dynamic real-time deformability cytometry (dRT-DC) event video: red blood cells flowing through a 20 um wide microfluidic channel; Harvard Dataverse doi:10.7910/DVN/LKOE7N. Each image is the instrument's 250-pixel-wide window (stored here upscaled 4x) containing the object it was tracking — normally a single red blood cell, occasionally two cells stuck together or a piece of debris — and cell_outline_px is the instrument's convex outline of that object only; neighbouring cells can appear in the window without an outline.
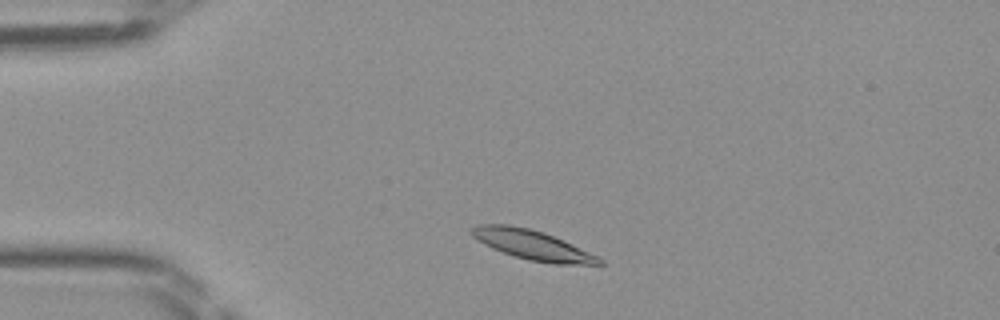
{"species": "Egyptian fruit bat (a non-hibernating species)", "species_latin": "Rousettus aegyptiacus", "temperature_condition": "room temperature", "stored_images_in_passage": 41, "camera_frame_rate_fps": 3000, "um_per_image_px": 0.085, "frame": {"image": 1, "passage_image": 4, "time_ms": 1.0, "image_size_px": [1000, 320], "cell_outline_px": [[604, 264], [552, 264], [528, 260], [492, 248], [476, 240], [468, 232], [468, 228], [476, 224], [508, 224], [528, 228], [544, 232], [588, 252], [604, 260]], "centroid_in_image_um": [45.15, 20.8], "position_along_channel_um": 39.8, "area_um2": 21.91}}
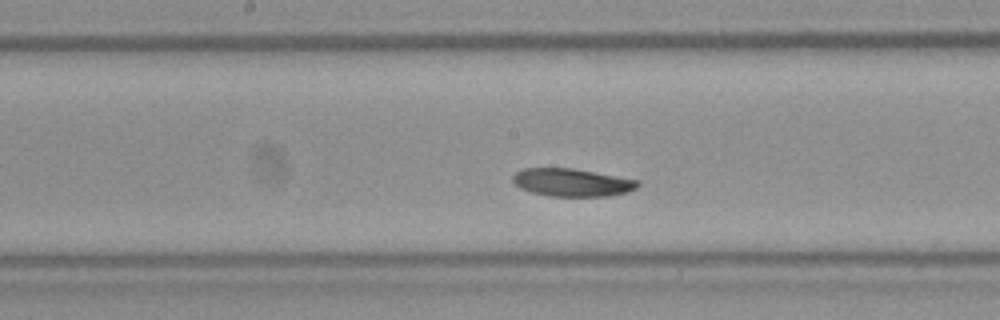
{"frame": {"image": 2, "passage_image": 18, "time_ms": 5.667, "image_size_px": [1000, 320], "cell_outline_px": [[640, 184], [636, 188], [628, 192], [608, 196], [548, 196], [532, 192], [520, 188], [512, 180], [512, 176], [516, 172], [524, 168], [572, 168], [640, 180]], "centroid_in_image_um": [48.63, 15.51], "position_along_channel_um": 199.6, "area_um2": 20.29}}
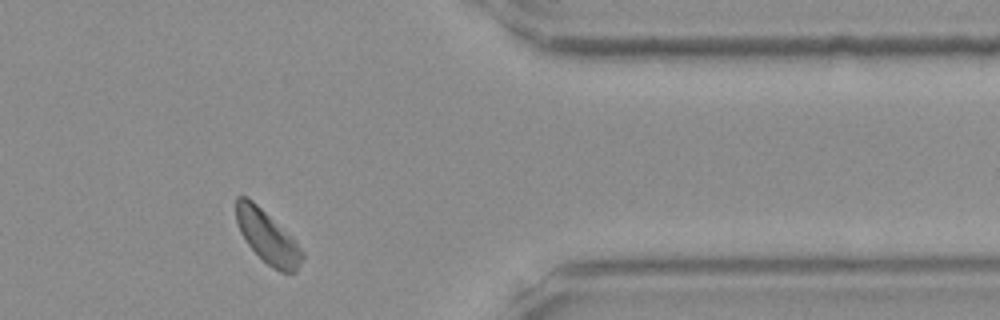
{"frame": {"image": 3, "passage_image": 33, "time_ms": 10.667, "image_size_px": [1000, 320], "cell_outline_px": [[304, 256], [296, 272], [280, 272], [268, 264], [248, 244], [240, 232], [236, 220], [236, 196], [244, 196], [252, 200], [292, 236], [296, 240], [304, 252]], "centroid_in_image_um": [22.75, 20.13], "position_along_channel_um": 388.6, "area_um2": 20.06}}